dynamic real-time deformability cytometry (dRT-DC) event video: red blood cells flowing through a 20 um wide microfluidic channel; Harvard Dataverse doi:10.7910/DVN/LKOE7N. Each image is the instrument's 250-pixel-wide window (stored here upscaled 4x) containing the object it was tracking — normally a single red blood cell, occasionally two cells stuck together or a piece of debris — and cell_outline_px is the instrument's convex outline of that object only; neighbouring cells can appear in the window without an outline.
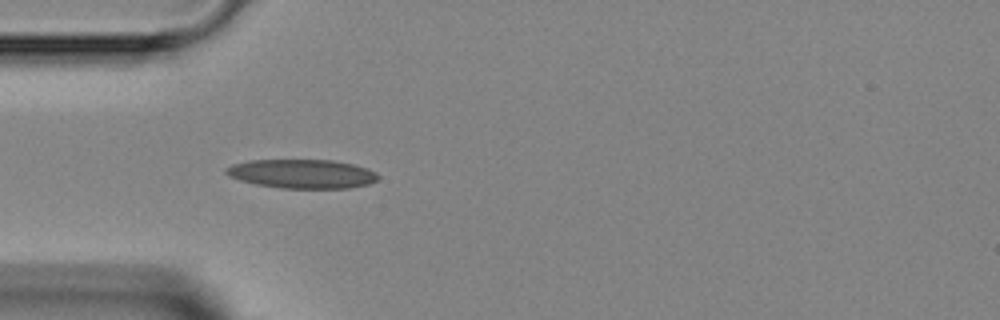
{"species": "Egyptian fruit bat (a non-hibernating species)", "species_latin": "Rousettus aegyptiacus", "temperature_condition": "room temperature", "stored_images_in_passage": 1, "camera_frame_rate_fps": 3000, "um_per_image_px": 0.085, "animal": {"sex": "female"}, "frame": {"image": 1, "passage_image": 1, "time_ms": 0.0, "image_size_px": [1000, 320], "cell_outline_px": [[380, 176], [376, 180], [368, 184], [348, 188], [280, 188], [256, 184], [240, 180], [228, 176], [224, 172], [232, 164], [248, 160], [332, 160], [352, 164], [368, 168], [376, 172]], "centroid_in_image_um": [25.68, 14.77], "position_along_channel_um": 59.3, "area_um2": 25.66}}